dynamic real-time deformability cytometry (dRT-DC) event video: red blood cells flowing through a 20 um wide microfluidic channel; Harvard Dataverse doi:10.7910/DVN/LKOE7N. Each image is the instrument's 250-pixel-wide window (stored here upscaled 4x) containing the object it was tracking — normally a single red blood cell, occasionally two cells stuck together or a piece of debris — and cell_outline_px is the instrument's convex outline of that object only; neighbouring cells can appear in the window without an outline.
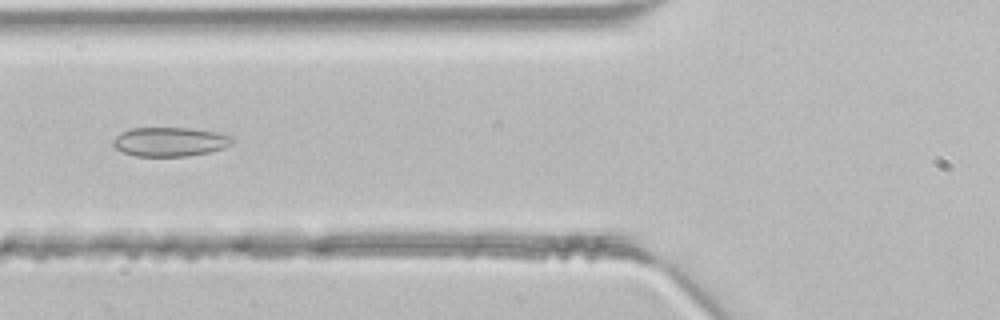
{"species": "common noctule bat (a hibernating species)", "species_latin": "Nyctalus noctula", "temperature_condition": "room temperature", "stored_images_in_passage": 38, "camera_frame_rate_fps": 3000, "um_per_image_px": 0.085, "animal": {"sex": "male", "body_mass_g": 21.5, "forearm_length_mm": 52.0}, "frame": {"image": 1, "passage_image": 9, "time_ms": 2.667, "image_size_px": [1000, 320], "cell_outline_px": [[236, 140], [232, 144], [224, 148], [208, 152], [188, 156], [136, 156], [124, 152], [116, 148], [112, 144], [112, 140], [120, 132], [132, 128], [192, 128], [216, 132], [232, 136]], "centroid_in_image_um": [14.47, 12.04], "position_along_channel_um": 111.3, "area_um2": 20.35}}
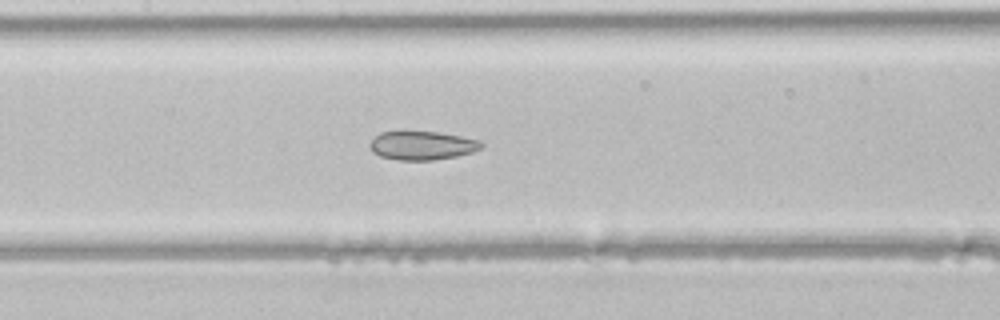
{"frame": {"image": 2, "passage_image": 13, "time_ms": 4.0, "image_size_px": [1000, 320], "cell_outline_px": [[484, 144], [480, 148], [472, 152], [456, 156], [432, 160], [396, 160], [380, 156], [372, 152], [372, 140], [380, 132], [400, 128], [404, 128], [440, 132], [480, 140]], "centroid_in_image_um": [35.84, 12.31], "position_along_channel_um": 171.6, "area_um2": 19.31}}
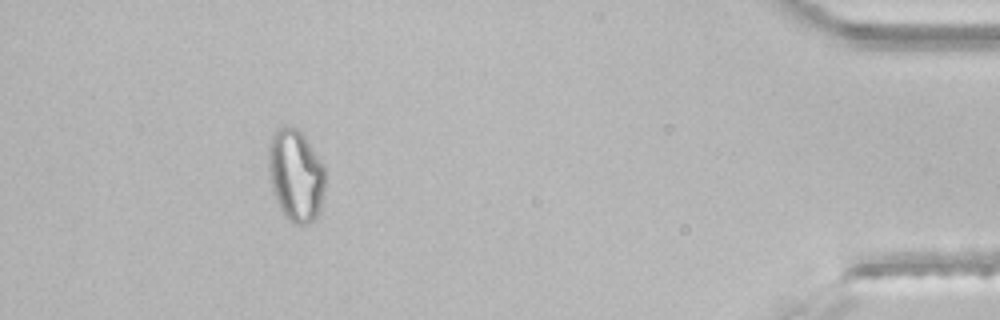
{"frame": {"image": 3, "passage_image": 33, "time_ms": 10.667, "image_size_px": [1000, 320], "cell_outline_px": [[324, 188], [320, 208], [316, 216], [308, 224], [292, 224], [284, 216], [272, 192], [268, 168], [268, 152], [272, 136], [276, 128], [284, 124], [300, 128], [324, 168]], "centroid_in_image_um": [25.1, 14.87], "position_along_channel_um": 410.1, "area_um2": 30.58}}